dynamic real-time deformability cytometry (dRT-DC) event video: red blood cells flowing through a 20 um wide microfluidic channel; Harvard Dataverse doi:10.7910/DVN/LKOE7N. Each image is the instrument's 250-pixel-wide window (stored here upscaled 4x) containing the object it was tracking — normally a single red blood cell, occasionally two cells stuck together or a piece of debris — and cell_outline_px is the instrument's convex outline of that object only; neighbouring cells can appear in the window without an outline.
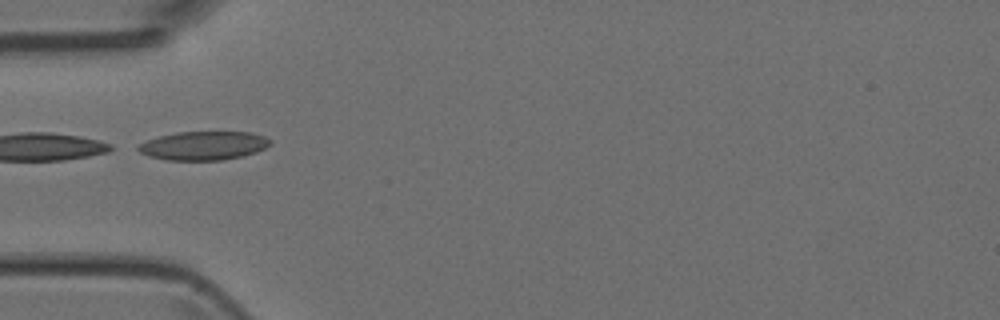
{"species": "Egyptian fruit bat (a non-hibernating species)", "species_latin": "Rousettus aegyptiacus", "temperature_condition": "room temperature", "stored_images_in_passage": 1, "camera_frame_rate_fps": 3000, "um_per_image_px": 0.085, "animal": {"sex": "female"}, "frame": {"image": 1, "passage_image": 1, "time_ms": 0.0, "image_size_px": [1000, 320], "cell_outline_px": [[272, 144], [256, 152], [244, 156], [220, 160], [164, 160], [148, 156], [132, 148], [148, 140], [160, 136], [176, 132], [252, 132], [264, 136], [272, 140]], "centroid_in_image_um": [17.3, 12.38], "position_along_channel_um": 67.7, "area_um2": 22.25}}